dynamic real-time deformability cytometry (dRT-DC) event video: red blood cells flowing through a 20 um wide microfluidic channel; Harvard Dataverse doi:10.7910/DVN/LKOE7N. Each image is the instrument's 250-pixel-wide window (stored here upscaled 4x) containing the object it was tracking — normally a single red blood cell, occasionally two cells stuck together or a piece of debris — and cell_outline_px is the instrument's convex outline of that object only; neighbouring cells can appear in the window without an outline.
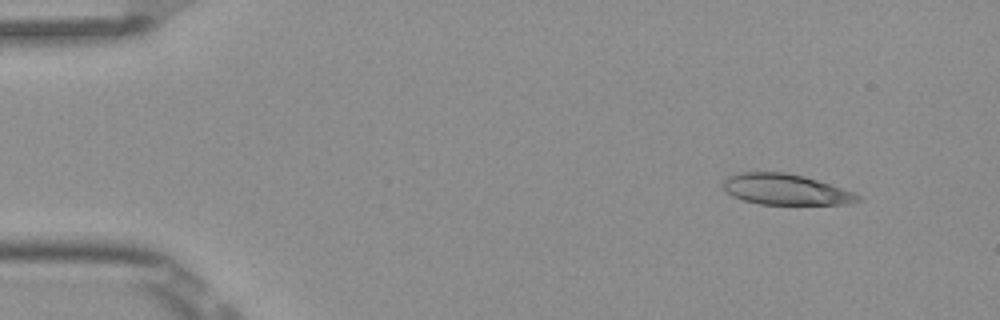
{"species": "Egyptian fruit bat (a non-hibernating species)", "species_latin": "Rousettus aegyptiacus", "temperature_condition": "room temperature", "stored_images_in_passage": 4, "camera_frame_rate_fps": 3000, "um_per_image_px": 0.085, "frame": {"image": 1, "passage_image": 1, "time_ms": 0.0, "image_size_px": [1000, 320], "cell_outline_px": [[864, 200], [848, 204], [760, 204], [744, 200], [732, 196], [720, 184], [728, 176], [736, 172], [784, 172], [804, 176], [856, 192], [864, 196]], "centroid_in_image_um": [66.82, 16.1], "position_along_channel_um": 18.2, "area_um2": 24.45}}
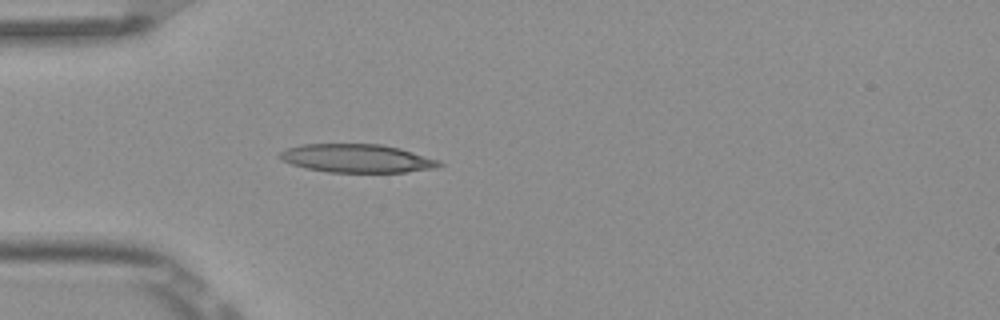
{"frame": {"image": 2, "passage_image": 4, "time_ms": 1.0, "image_size_px": [1000, 320], "cell_outline_px": [[444, 164], [436, 168], [404, 172], [328, 172], [304, 168], [292, 164], [284, 160], [280, 156], [280, 152], [288, 148], [300, 144], [380, 144], [400, 148], [440, 160]], "centroid_in_image_um": [30.38, 13.46], "position_along_channel_um": 54.6, "area_um2": 26.3}}